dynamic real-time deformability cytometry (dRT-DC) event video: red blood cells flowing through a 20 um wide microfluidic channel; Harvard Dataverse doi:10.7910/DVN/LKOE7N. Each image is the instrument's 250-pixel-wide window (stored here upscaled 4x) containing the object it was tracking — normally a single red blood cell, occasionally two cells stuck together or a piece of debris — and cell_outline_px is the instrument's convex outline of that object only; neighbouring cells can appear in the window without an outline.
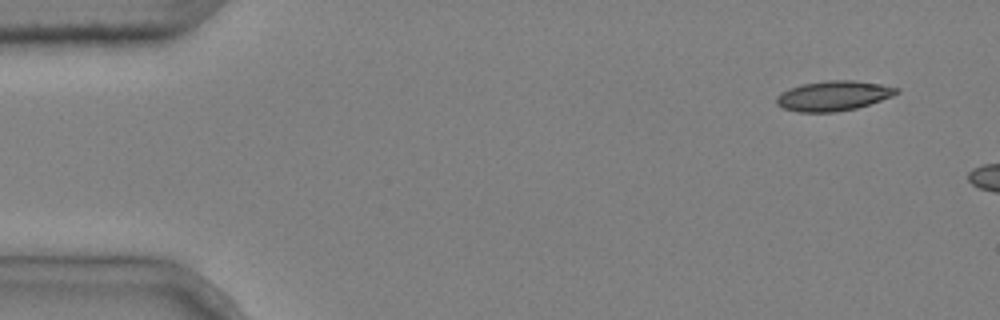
{"species": "common noctule bat (a hibernating species)", "species_latin": "Nyctalus noctula", "temperature_condition": "cold", "stored_images_in_passage": 3, "camera_frame_rate_fps": 3000, "um_per_image_px": 0.085, "animal": {"sex": "male", "body_mass_g": 20.4}, "frame": {"image": 1, "passage_image": 1, "time_ms": 0.0, "image_size_px": [1000, 320], "cell_outline_px": [[900, 92], [892, 96], [856, 108], [836, 112], [796, 112], [784, 108], [776, 104], [776, 96], [780, 92], [788, 88], [804, 84], [824, 80], [856, 80], [880, 84], [900, 88]], "centroid_in_image_um": [70.82, 8.14], "position_along_channel_um": 14.2, "area_um2": 21.04}}